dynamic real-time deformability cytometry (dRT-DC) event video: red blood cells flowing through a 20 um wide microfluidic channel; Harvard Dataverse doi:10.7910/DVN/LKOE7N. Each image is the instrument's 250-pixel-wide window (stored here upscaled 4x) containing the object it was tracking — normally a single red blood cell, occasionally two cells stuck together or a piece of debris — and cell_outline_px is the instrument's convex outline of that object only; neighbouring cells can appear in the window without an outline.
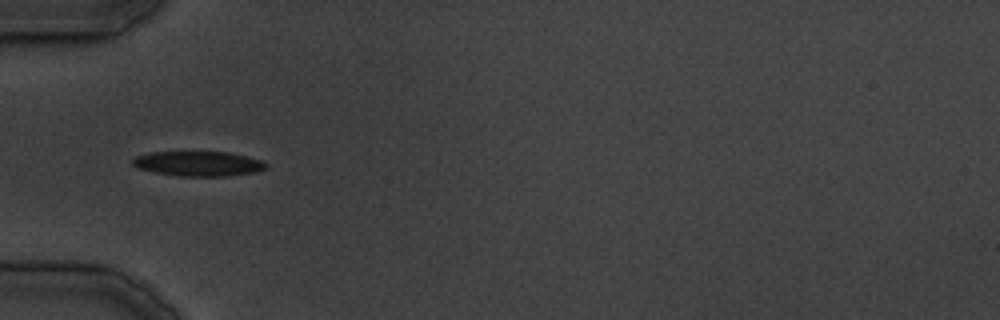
{"species": "common noctule bat (a hibernating species)", "species_latin": "Nyctalus noctula", "temperature_condition": "cold", "stored_images_in_passage": 24, "camera_frame_rate_fps": 3000, "um_per_image_px": 0.085, "animal": {"sex": "male", "body_mass_g": 19.5, "forearm_length_mm": 54.6}, "frame": {"image": 1, "passage_image": 1, "time_ms": 0.0, "image_size_px": [1000, 320], "cell_outline_px": [[268, 168], [256, 172], [228, 176], [180, 176], [156, 172], [136, 168], [132, 164], [132, 160], [136, 156], [148, 152], [228, 152], [248, 156], [260, 160], [268, 164]], "centroid_in_image_um": [16.88, 13.91], "position_along_channel_um": 68.1, "area_um2": 19.42}}
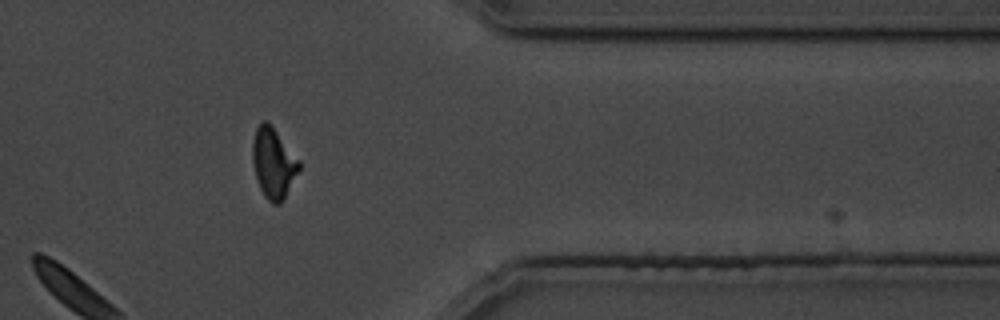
{"frame": {"image": 2, "passage_image": 18, "time_ms": 23.0, "image_size_px": [1000, 320], "cell_outline_px": [[300, 168], [284, 200], [280, 204], [272, 204], [264, 196], [256, 180], [252, 160], [252, 144], [256, 128], [264, 120], [268, 120], [300, 160]], "centroid_in_image_um": [23.24, 13.87], "position_along_channel_um": 388.2, "area_um2": 19.31}}
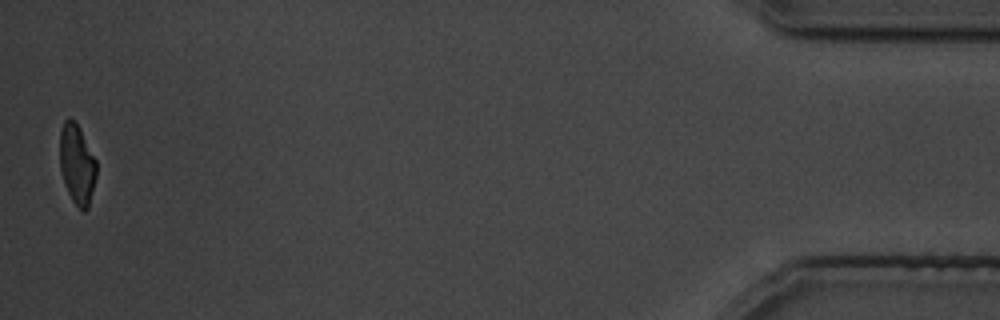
{"frame": {"image": 3, "passage_image": 24, "time_ms": 30.667, "image_size_px": [1000, 320], "cell_outline_px": [[96, 176], [88, 208], [84, 212], [72, 200], [64, 184], [60, 168], [60, 132], [64, 120], [72, 120], [80, 128], [96, 160]], "centroid_in_image_um": [6.54, 13.98], "position_along_channel_um": 428.7, "area_um2": 16.82}}